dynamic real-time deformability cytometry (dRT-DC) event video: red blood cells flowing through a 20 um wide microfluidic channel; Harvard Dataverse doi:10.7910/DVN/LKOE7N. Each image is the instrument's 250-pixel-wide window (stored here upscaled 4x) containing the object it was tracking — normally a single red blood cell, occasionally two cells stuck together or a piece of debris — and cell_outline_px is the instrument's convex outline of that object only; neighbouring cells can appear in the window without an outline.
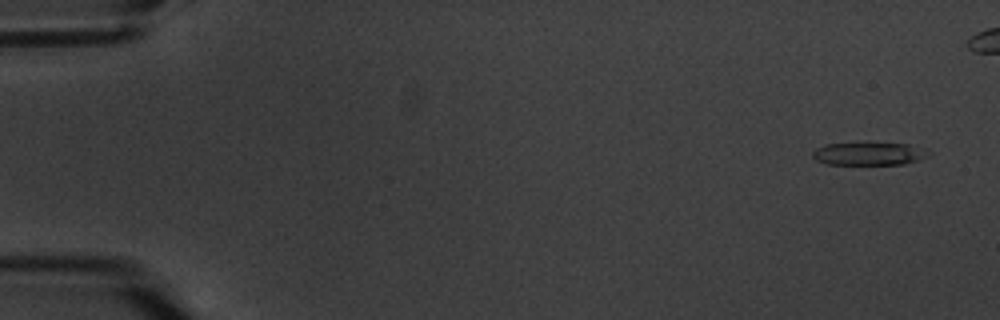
{"species": "common noctule bat (a hibernating species)", "species_latin": "Nyctalus noctula", "temperature_condition": "warm", "stored_images_in_passage": 2, "camera_frame_rate_fps": 3000, "um_per_image_px": 0.085, "animal": {"sex": "male", "body_mass_g": 20.1, "forearm_length_mm": 53.5}, "frame": {"image": 1, "passage_image": 2, "time_ms": 1.333, "image_size_px": [1000, 320], "cell_outline_px": [[932, 152], [928, 156], [904, 164], [828, 164], [816, 160], [812, 156], [812, 152], [816, 148], [824, 144], [868, 140], [908, 144]], "centroid_in_image_um": [73.82, 13.01], "position_along_channel_um": 11.2, "area_um2": 16.24}}